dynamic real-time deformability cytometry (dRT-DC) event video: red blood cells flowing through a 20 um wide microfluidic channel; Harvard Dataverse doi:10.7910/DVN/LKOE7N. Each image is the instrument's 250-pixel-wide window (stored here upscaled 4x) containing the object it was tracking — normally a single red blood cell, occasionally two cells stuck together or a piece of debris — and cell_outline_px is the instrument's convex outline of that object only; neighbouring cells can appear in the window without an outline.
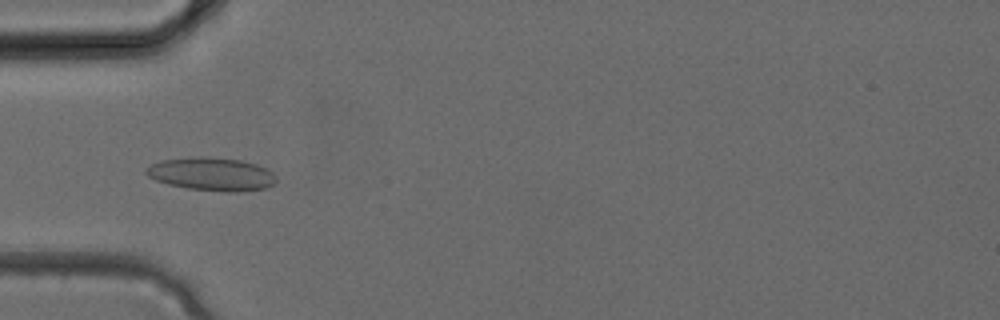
{"species": "common noctule bat (a hibernating species)", "species_latin": "Nyctalus noctula", "temperature_condition": "cold", "stored_images_in_passage": 27, "camera_frame_rate_fps": 3000, "um_per_image_px": 0.085, "animal": {"sex": "female", "body_mass_g": 24.6, "forearm_length_mm": 56.2}, "frame": {"image": 1, "passage_image": 4, "time_ms": 1.0, "image_size_px": [1000, 320], "cell_outline_px": [[276, 180], [272, 184], [264, 188], [236, 192], [224, 192], [188, 188], [168, 184], [156, 180], [148, 176], [144, 172], [144, 168], [160, 160], [192, 156], [208, 156], [240, 160], [256, 164], [272, 172], [276, 176]], "centroid_in_image_um": [17.94, 14.78], "position_along_channel_um": 67.1, "area_um2": 25.26}}
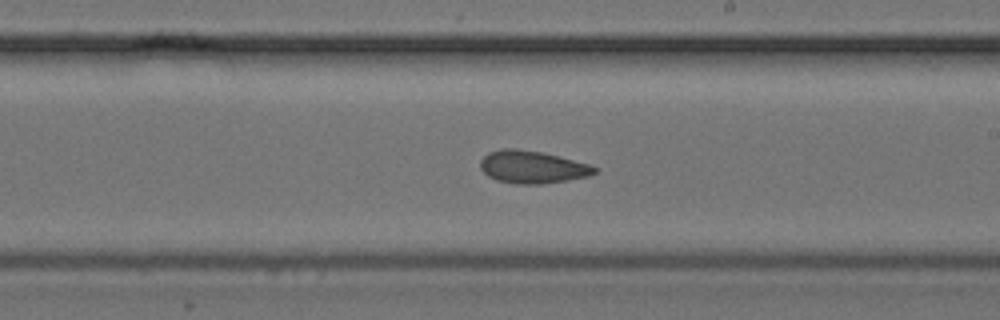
{"frame": {"image": 2, "passage_image": 13, "time_ms": 4.0, "image_size_px": [1000, 320], "cell_outline_px": [[596, 172], [588, 176], [568, 180], [540, 184], [516, 184], [496, 180], [488, 176], [480, 168], [480, 160], [488, 152], [504, 148], [516, 148], [540, 152], [588, 164], [596, 168]], "centroid_in_image_um": [45.19, 14.2], "position_along_channel_um": 243.8, "area_um2": 21.44}}
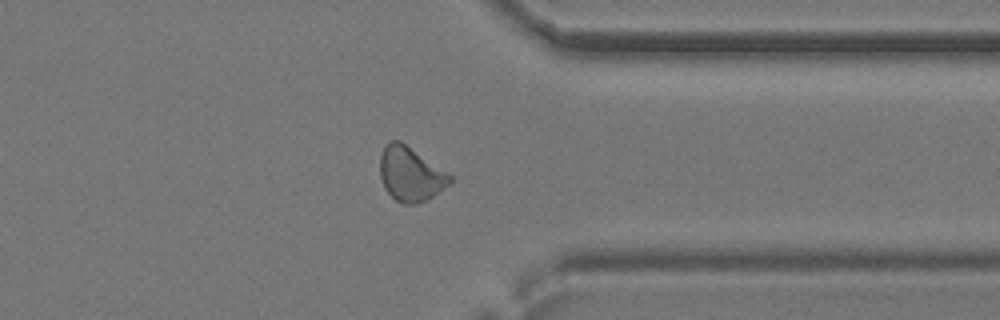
{"frame": {"image": 3, "passage_image": 20, "time_ms": 6.333, "image_size_px": [1000, 320], "cell_outline_px": [[452, 180], [448, 184], [432, 196], [416, 204], [404, 204], [396, 200], [384, 188], [380, 176], [380, 156], [384, 148], [392, 140], [400, 140], [452, 176]], "centroid_in_image_um": [34.86, 14.8], "position_along_channel_um": 376.5, "area_um2": 21.62}}